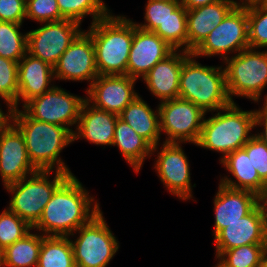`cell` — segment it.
Instances as JSON below:
<instances>
[{
  "instance_id": "48",
  "label": "cell",
  "mask_w": 267,
  "mask_h": 267,
  "mask_svg": "<svg viewBox=\"0 0 267 267\" xmlns=\"http://www.w3.org/2000/svg\"><path fill=\"white\" fill-rule=\"evenodd\" d=\"M259 4H261V5L265 6V7H267V0H262Z\"/></svg>"
},
{
  "instance_id": "14",
  "label": "cell",
  "mask_w": 267,
  "mask_h": 267,
  "mask_svg": "<svg viewBox=\"0 0 267 267\" xmlns=\"http://www.w3.org/2000/svg\"><path fill=\"white\" fill-rule=\"evenodd\" d=\"M58 81L92 82L99 76L96 69L95 49L85 29L74 39L53 67Z\"/></svg>"
},
{
  "instance_id": "27",
  "label": "cell",
  "mask_w": 267,
  "mask_h": 267,
  "mask_svg": "<svg viewBox=\"0 0 267 267\" xmlns=\"http://www.w3.org/2000/svg\"><path fill=\"white\" fill-rule=\"evenodd\" d=\"M43 235L30 231L4 249L5 267H37Z\"/></svg>"
},
{
  "instance_id": "21",
  "label": "cell",
  "mask_w": 267,
  "mask_h": 267,
  "mask_svg": "<svg viewBox=\"0 0 267 267\" xmlns=\"http://www.w3.org/2000/svg\"><path fill=\"white\" fill-rule=\"evenodd\" d=\"M53 67L29 53L18 62V98L17 109L30 99L51 90L54 85ZM53 83V84H51Z\"/></svg>"
},
{
  "instance_id": "37",
  "label": "cell",
  "mask_w": 267,
  "mask_h": 267,
  "mask_svg": "<svg viewBox=\"0 0 267 267\" xmlns=\"http://www.w3.org/2000/svg\"><path fill=\"white\" fill-rule=\"evenodd\" d=\"M26 19L37 23L58 22L65 18L60 14L57 0H28Z\"/></svg>"
},
{
  "instance_id": "7",
  "label": "cell",
  "mask_w": 267,
  "mask_h": 267,
  "mask_svg": "<svg viewBox=\"0 0 267 267\" xmlns=\"http://www.w3.org/2000/svg\"><path fill=\"white\" fill-rule=\"evenodd\" d=\"M229 99L247 98L259 103L267 86V50L247 48L223 62Z\"/></svg>"
},
{
  "instance_id": "19",
  "label": "cell",
  "mask_w": 267,
  "mask_h": 267,
  "mask_svg": "<svg viewBox=\"0 0 267 267\" xmlns=\"http://www.w3.org/2000/svg\"><path fill=\"white\" fill-rule=\"evenodd\" d=\"M214 196L215 237L223 228L249 214L257 206V194L248 190L232 189L218 183Z\"/></svg>"
},
{
  "instance_id": "46",
  "label": "cell",
  "mask_w": 267,
  "mask_h": 267,
  "mask_svg": "<svg viewBox=\"0 0 267 267\" xmlns=\"http://www.w3.org/2000/svg\"><path fill=\"white\" fill-rule=\"evenodd\" d=\"M260 267H267V252L263 256V259H262Z\"/></svg>"
},
{
  "instance_id": "43",
  "label": "cell",
  "mask_w": 267,
  "mask_h": 267,
  "mask_svg": "<svg viewBox=\"0 0 267 267\" xmlns=\"http://www.w3.org/2000/svg\"><path fill=\"white\" fill-rule=\"evenodd\" d=\"M12 111H3L0 103V132L11 122Z\"/></svg>"
},
{
  "instance_id": "15",
  "label": "cell",
  "mask_w": 267,
  "mask_h": 267,
  "mask_svg": "<svg viewBox=\"0 0 267 267\" xmlns=\"http://www.w3.org/2000/svg\"><path fill=\"white\" fill-rule=\"evenodd\" d=\"M138 80L128 75H99L86 92V100L95 108L116 115L139 95L135 84Z\"/></svg>"
},
{
  "instance_id": "6",
  "label": "cell",
  "mask_w": 267,
  "mask_h": 267,
  "mask_svg": "<svg viewBox=\"0 0 267 267\" xmlns=\"http://www.w3.org/2000/svg\"><path fill=\"white\" fill-rule=\"evenodd\" d=\"M52 172L54 170H37L20 181L4 186L11 196L7 208L31 227L41 218L55 190L70 176L55 170L51 179Z\"/></svg>"
},
{
  "instance_id": "13",
  "label": "cell",
  "mask_w": 267,
  "mask_h": 267,
  "mask_svg": "<svg viewBox=\"0 0 267 267\" xmlns=\"http://www.w3.org/2000/svg\"><path fill=\"white\" fill-rule=\"evenodd\" d=\"M80 25L70 19L40 23L41 27L27 31V53L54 67L63 52L83 31Z\"/></svg>"
},
{
  "instance_id": "41",
  "label": "cell",
  "mask_w": 267,
  "mask_h": 267,
  "mask_svg": "<svg viewBox=\"0 0 267 267\" xmlns=\"http://www.w3.org/2000/svg\"><path fill=\"white\" fill-rule=\"evenodd\" d=\"M257 205L261 210L267 232V189L257 195Z\"/></svg>"
},
{
  "instance_id": "8",
  "label": "cell",
  "mask_w": 267,
  "mask_h": 267,
  "mask_svg": "<svg viewBox=\"0 0 267 267\" xmlns=\"http://www.w3.org/2000/svg\"><path fill=\"white\" fill-rule=\"evenodd\" d=\"M68 237L76 267H108L119 251V241L108 226L102 210Z\"/></svg>"
},
{
  "instance_id": "38",
  "label": "cell",
  "mask_w": 267,
  "mask_h": 267,
  "mask_svg": "<svg viewBox=\"0 0 267 267\" xmlns=\"http://www.w3.org/2000/svg\"><path fill=\"white\" fill-rule=\"evenodd\" d=\"M253 167L259 177L267 184V145L257 136H253L244 146Z\"/></svg>"
},
{
  "instance_id": "1",
  "label": "cell",
  "mask_w": 267,
  "mask_h": 267,
  "mask_svg": "<svg viewBox=\"0 0 267 267\" xmlns=\"http://www.w3.org/2000/svg\"><path fill=\"white\" fill-rule=\"evenodd\" d=\"M100 211L98 201L73 174L55 190L32 231L68 237Z\"/></svg>"
},
{
  "instance_id": "4",
  "label": "cell",
  "mask_w": 267,
  "mask_h": 267,
  "mask_svg": "<svg viewBox=\"0 0 267 267\" xmlns=\"http://www.w3.org/2000/svg\"><path fill=\"white\" fill-rule=\"evenodd\" d=\"M254 110H243L239 105L231 103L229 106L217 110L209 118L204 117L200 138L196 146L221 153V160L228 154L243 148L254 136Z\"/></svg>"
},
{
  "instance_id": "32",
  "label": "cell",
  "mask_w": 267,
  "mask_h": 267,
  "mask_svg": "<svg viewBox=\"0 0 267 267\" xmlns=\"http://www.w3.org/2000/svg\"><path fill=\"white\" fill-rule=\"evenodd\" d=\"M267 244H252L225 250L217 259L224 267H260Z\"/></svg>"
},
{
  "instance_id": "47",
  "label": "cell",
  "mask_w": 267,
  "mask_h": 267,
  "mask_svg": "<svg viewBox=\"0 0 267 267\" xmlns=\"http://www.w3.org/2000/svg\"><path fill=\"white\" fill-rule=\"evenodd\" d=\"M156 2H167V1H181V0H152Z\"/></svg>"
},
{
  "instance_id": "45",
  "label": "cell",
  "mask_w": 267,
  "mask_h": 267,
  "mask_svg": "<svg viewBox=\"0 0 267 267\" xmlns=\"http://www.w3.org/2000/svg\"><path fill=\"white\" fill-rule=\"evenodd\" d=\"M0 267L4 266V249L0 248Z\"/></svg>"
},
{
  "instance_id": "31",
  "label": "cell",
  "mask_w": 267,
  "mask_h": 267,
  "mask_svg": "<svg viewBox=\"0 0 267 267\" xmlns=\"http://www.w3.org/2000/svg\"><path fill=\"white\" fill-rule=\"evenodd\" d=\"M22 24L0 21V56L19 62L27 53V32Z\"/></svg>"
},
{
  "instance_id": "49",
  "label": "cell",
  "mask_w": 267,
  "mask_h": 267,
  "mask_svg": "<svg viewBox=\"0 0 267 267\" xmlns=\"http://www.w3.org/2000/svg\"><path fill=\"white\" fill-rule=\"evenodd\" d=\"M214 267H224V266L217 261V264Z\"/></svg>"
},
{
  "instance_id": "10",
  "label": "cell",
  "mask_w": 267,
  "mask_h": 267,
  "mask_svg": "<svg viewBox=\"0 0 267 267\" xmlns=\"http://www.w3.org/2000/svg\"><path fill=\"white\" fill-rule=\"evenodd\" d=\"M85 97L75 95L55 85L51 90L36 96L21 106L30 117L66 127L72 134L77 126ZM73 126V127H72Z\"/></svg>"
},
{
  "instance_id": "36",
  "label": "cell",
  "mask_w": 267,
  "mask_h": 267,
  "mask_svg": "<svg viewBox=\"0 0 267 267\" xmlns=\"http://www.w3.org/2000/svg\"><path fill=\"white\" fill-rule=\"evenodd\" d=\"M181 5V1L156 2L147 0L145 4L144 23L134 22L143 30L155 31L167 17Z\"/></svg>"
},
{
  "instance_id": "22",
  "label": "cell",
  "mask_w": 267,
  "mask_h": 267,
  "mask_svg": "<svg viewBox=\"0 0 267 267\" xmlns=\"http://www.w3.org/2000/svg\"><path fill=\"white\" fill-rule=\"evenodd\" d=\"M236 5V0H222L187 9V51L192 53Z\"/></svg>"
},
{
  "instance_id": "39",
  "label": "cell",
  "mask_w": 267,
  "mask_h": 267,
  "mask_svg": "<svg viewBox=\"0 0 267 267\" xmlns=\"http://www.w3.org/2000/svg\"><path fill=\"white\" fill-rule=\"evenodd\" d=\"M25 19V0H0V21L23 24Z\"/></svg>"
},
{
  "instance_id": "35",
  "label": "cell",
  "mask_w": 267,
  "mask_h": 267,
  "mask_svg": "<svg viewBox=\"0 0 267 267\" xmlns=\"http://www.w3.org/2000/svg\"><path fill=\"white\" fill-rule=\"evenodd\" d=\"M32 227L7 207L0 212V248L5 249L22 239Z\"/></svg>"
},
{
  "instance_id": "33",
  "label": "cell",
  "mask_w": 267,
  "mask_h": 267,
  "mask_svg": "<svg viewBox=\"0 0 267 267\" xmlns=\"http://www.w3.org/2000/svg\"><path fill=\"white\" fill-rule=\"evenodd\" d=\"M18 62L0 56V99L7 111L17 109Z\"/></svg>"
},
{
  "instance_id": "40",
  "label": "cell",
  "mask_w": 267,
  "mask_h": 267,
  "mask_svg": "<svg viewBox=\"0 0 267 267\" xmlns=\"http://www.w3.org/2000/svg\"><path fill=\"white\" fill-rule=\"evenodd\" d=\"M258 109H254L255 129L260 126L262 127V130H259V132L257 130L256 133L254 132V135L267 145V95L264 97L262 107Z\"/></svg>"
},
{
  "instance_id": "18",
  "label": "cell",
  "mask_w": 267,
  "mask_h": 267,
  "mask_svg": "<svg viewBox=\"0 0 267 267\" xmlns=\"http://www.w3.org/2000/svg\"><path fill=\"white\" fill-rule=\"evenodd\" d=\"M216 259L225 251L252 244H267V232L257 205L249 214L223 228L214 238Z\"/></svg>"
},
{
  "instance_id": "42",
  "label": "cell",
  "mask_w": 267,
  "mask_h": 267,
  "mask_svg": "<svg viewBox=\"0 0 267 267\" xmlns=\"http://www.w3.org/2000/svg\"><path fill=\"white\" fill-rule=\"evenodd\" d=\"M222 0H181V4L186 9H193L207 4L215 3Z\"/></svg>"
},
{
  "instance_id": "20",
  "label": "cell",
  "mask_w": 267,
  "mask_h": 267,
  "mask_svg": "<svg viewBox=\"0 0 267 267\" xmlns=\"http://www.w3.org/2000/svg\"><path fill=\"white\" fill-rule=\"evenodd\" d=\"M191 53L184 50H175L164 60L156 63L142 78L153 97L159 103L179 97V78L184 60Z\"/></svg>"
},
{
  "instance_id": "2",
  "label": "cell",
  "mask_w": 267,
  "mask_h": 267,
  "mask_svg": "<svg viewBox=\"0 0 267 267\" xmlns=\"http://www.w3.org/2000/svg\"><path fill=\"white\" fill-rule=\"evenodd\" d=\"M11 122L23 134L30 162L37 170H57L73 175L60 157L73 143V134L64 126L30 118L23 110L13 109Z\"/></svg>"
},
{
  "instance_id": "29",
  "label": "cell",
  "mask_w": 267,
  "mask_h": 267,
  "mask_svg": "<svg viewBox=\"0 0 267 267\" xmlns=\"http://www.w3.org/2000/svg\"><path fill=\"white\" fill-rule=\"evenodd\" d=\"M60 14L65 19L82 23L86 16L92 18L91 24L112 13L103 0H57Z\"/></svg>"
},
{
  "instance_id": "44",
  "label": "cell",
  "mask_w": 267,
  "mask_h": 267,
  "mask_svg": "<svg viewBox=\"0 0 267 267\" xmlns=\"http://www.w3.org/2000/svg\"><path fill=\"white\" fill-rule=\"evenodd\" d=\"M239 1V2H238ZM262 0H236L237 5L247 6L251 4L260 3Z\"/></svg>"
},
{
  "instance_id": "17",
  "label": "cell",
  "mask_w": 267,
  "mask_h": 267,
  "mask_svg": "<svg viewBox=\"0 0 267 267\" xmlns=\"http://www.w3.org/2000/svg\"><path fill=\"white\" fill-rule=\"evenodd\" d=\"M175 51L153 31L137 27L133 21V40L127 63L126 75L142 79L153 66Z\"/></svg>"
},
{
  "instance_id": "5",
  "label": "cell",
  "mask_w": 267,
  "mask_h": 267,
  "mask_svg": "<svg viewBox=\"0 0 267 267\" xmlns=\"http://www.w3.org/2000/svg\"><path fill=\"white\" fill-rule=\"evenodd\" d=\"M192 53L184 60L179 78V97L212 113L229 106L224 65L207 66Z\"/></svg>"
},
{
  "instance_id": "3",
  "label": "cell",
  "mask_w": 267,
  "mask_h": 267,
  "mask_svg": "<svg viewBox=\"0 0 267 267\" xmlns=\"http://www.w3.org/2000/svg\"><path fill=\"white\" fill-rule=\"evenodd\" d=\"M92 38L99 75H126L133 40V20L114 15L97 20L85 30Z\"/></svg>"
},
{
  "instance_id": "34",
  "label": "cell",
  "mask_w": 267,
  "mask_h": 267,
  "mask_svg": "<svg viewBox=\"0 0 267 267\" xmlns=\"http://www.w3.org/2000/svg\"><path fill=\"white\" fill-rule=\"evenodd\" d=\"M249 48L267 49V7L247 5Z\"/></svg>"
},
{
  "instance_id": "11",
  "label": "cell",
  "mask_w": 267,
  "mask_h": 267,
  "mask_svg": "<svg viewBox=\"0 0 267 267\" xmlns=\"http://www.w3.org/2000/svg\"><path fill=\"white\" fill-rule=\"evenodd\" d=\"M161 136L166 143L197 144L206 113L180 97L158 103Z\"/></svg>"
},
{
  "instance_id": "24",
  "label": "cell",
  "mask_w": 267,
  "mask_h": 267,
  "mask_svg": "<svg viewBox=\"0 0 267 267\" xmlns=\"http://www.w3.org/2000/svg\"><path fill=\"white\" fill-rule=\"evenodd\" d=\"M229 175L221 176L219 183L232 189L248 190L255 194L262 193L267 189V184L259 177L257 170L253 167L247 152L241 148L228 154L220 161Z\"/></svg>"
},
{
  "instance_id": "25",
  "label": "cell",
  "mask_w": 267,
  "mask_h": 267,
  "mask_svg": "<svg viewBox=\"0 0 267 267\" xmlns=\"http://www.w3.org/2000/svg\"><path fill=\"white\" fill-rule=\"evenodd\" d=\"M119 117L153 147L161 142L160 115L158 105L155 110L144 101L140 94L122 111Z\"/></svg>"
},
{
  "instance_id": "30",
  "label": "cell",
  "mask_w": 267,
  "mask_h": 267,
  "mask_svg": "<svg viewBox=\"0 0 267 267\" xmlns=\"http://www.w3.org/2000/svg\"><path fill=\"white\" fill-rule=\"evenodd\" d=\"M187 9L181 4L154 31L175 50L187 51Z\"/></svg>"
},
{
  "instance_id": "26",
  "label": "cell",
  "mask_w": 267,
  "mask_h": 267,
  "mask_svg": "<svg viewBox=\"0 0 267 267\" xmlns=\"http://www.w3.org/2000/svg\"><path fill=\"white\" fill-rule=\"evenodd\" d=\"M112 146H117L124 160L133 168L135 173L140 172L145 159L151 158L153 146L138 135L119 116L117 118Z\"/></svg>"
},
{
  "instance_id": "12",
  "label": "cell",
  "mask_w": 267,
  "mask_h": 267,
  "mask_svg": "<svg viewBox=\"0 0 267 267\" xmlns=\"http://www.w3.org/2000/svg\"><path fill=\"white\" fill-rule=\"evenodd\" d=\"M153 155L156 159L153 168L166 190L182 201L194 199L192 190L196 184H191L190 163L182 143H160L153 147Z\"/></svg>"
},
{
  "instance_id": "23",
  "label": "cell",
  "mask_w": 267,
  "mask_h": 267,
  "mask_svg": "<svg viewBox=\"0 0 267 267\" xmlns=\"http://www.w3.org/2000/svg\"><path fill=\"white\" fill-rule=\"evenodd\" d=\"M118 115L100 110L84 102L77 126L73 132V143L83 138L99 146H112Z\"/></svg>"
},
{
  "instance_id": "16",
  "label": "cell",
  "mask_w": 267,
  "mask_h": 267,
  "mask_svg": "<svg viewBox=\"0 0 267 267\" xmlns=\"http://www.w3.org/2000/svg\"><path fill=\"white\" fill-rule=\"evenodd\" d=\"M36 171L28 158L23 134L10 122L0 132V177L3 187Z\"/></svg>"
},
{
  "instance_id": "9",
  "label": "cell",
  "mask_w": 267,
  "mask_h": 267,
  "mask_svg": "<svg viewBox=\"0 0 267 267\" xmlns=\"http://www.w3.org/2000/svg\"><path fill=\"white\" fill-rule=\"evenodd\" d=\"M249 48L247 6L236 5L192 52L197 58L219 56L224 61Z\"/></svg>"
},
{
  "instance_id": "28",
  "label": "cell",
  "mask_w": 267,
  "mask_h": 267,
  "mask_svg": "<svg viewBox=\"0 0 267 267\" xmlns=\"http://www.w3.org/2000/svg\"><path fill=\"white\" fill-rule=\"evenodd\" d=\"M37 267H76L69 237L43 235Z\"/></svg>"
}]
</instances>
